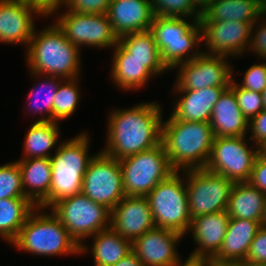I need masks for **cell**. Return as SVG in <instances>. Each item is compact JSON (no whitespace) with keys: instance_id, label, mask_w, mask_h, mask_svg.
I'll return each mask as SVG.
<instances>
[{"instance_id":"47","label":"cell","mask_w":266,"mask_h":266,"mask_svg":"<svg viewBox=\"0 0 266 266\" xmlns=\"http://www.w3.org/2000/svg\"><path fill=\"white\" fill-rule=\"evenodd\" d=\"M258 155L266 159V140L258 145Z\"/></svg>"},{"instance_id":"13","label":"cell","mask_w":266,"mask_h":266,"mask_svg":"<svg viewBox=\"0 0 266 266\" xmlns=\"http://www.w3.org/2000/svg\"><path fill=\"white\" fill-rule=\"evenodd\" d=\"M81 193L112 210L126 195L119 160L95 153L85 171Z\"/></svg>"},{"instance_id":"28","label":"cell","mask_w":266,"mask_h":266,"mask_svg":"<svg viewBox=\"0 0 266 266\" xmlns=\"http://www.w3.org/2000/svg\"><path fill=\"white\" fill-rule=\"evenodd\" d=\"M59 124L53 121H32L26 131L22 149V155L24 156L21 159L50 158L53 155L50 150L55 148L54 150L56 151L60 145Z\"/></svg>"},{"instance_id":"5","label":"cell","mask_w":266,"mask_h":266,"mask_svg":"<svg viewBox=\"0 0 266 266\" xmlns=\"http://www.w3.org/2000/svg\"><path fill=\"white\" fill-rule=\"evenodd\" d=\"M150 31L158 46L162 63L170 71L202 53L199 49L202 43L200 18L154 15Z\"/></svg>"},{"instance_id":"18","label":"cell","mask_w":266,"mask_h":266,"mask_svg":"<svg viewBox=\"0 0 266 266\" xmlns=\"http://www.w3.org/2000/svg\"><path fill=\"white\" fill-rule=\"evenodd\" d=\"M110 66L109 77L118 89L125 91L141 89L147 85L150 78L169 71L162 60H138L128 57V51L119 42L113 49Z\"/></svg>"},{"instance_id":"27","label":"cell","mask_w":266,"mask_h":266,"mask_svg":"<svg viewBox=\"0 0 266 266\" xmlns=\"http://www.w3.org/2000/svg\"><path fill=\"white\" fill-rule=\"evenodd\" d=\"M266 194L249 182H235L232 186L227 214L230 218L262 221Z\"/></svg>"},{"instance_id":"9","label":"cell","mask_w":266,"mask_h":266,"mask_svg":"<svg viewBox=\"0 0 266 266\" xmlns=\"http://www.w3.org/2000/svg\"><path fill=\"white\" fill-rule=\"evenodd\" d=\"M126 196H147L175 170L163 144L119 160Z\"/></svg>"},{"instance_id":"10","label":"cell","mask_w":266,"mask_h":266,"mask_svg":"<svg viewBox=\"0 0 266 266\" xmlns=\"http://www.w3.org/2000/svg\"><path fill=\"white\" fill-rule=\"evenodd\" d=\"M191 219L226 211L234 182L206 168L184 170Z\"/></svg>"},{"instance_id":"14","label":"cell","mask_w":266,"mask_h":266,"mask_svg":"<svg viewBox=\"0 0 266 266\" xmlns=\"http://www.w3.org/2000/svg\"><path fill=\"white\" fill-rule=\"evenodd\" d=\"M225 56L201 53L190 61L175 66L173 89L198 90L207 87H230L234 68Z\"/></svg>"},{"instance_id":"30","label":"cell","mask_w":266,"mask_h":266,"mask_svg":"<svg viewBox=\"0 0 266 266\" xmlns=\"http://www.w3.org/2000/svg\"><path fill=\"white\" fill-rule=\"evenodd\" d=\"M94 237V238H93ZM91 255L94 266H112L131 253L132 242L116 233L111 227L92 236Z\"/></svg>"},{"instance_id":"1","label":"cell","mask_w":266,"mask_h":266,"mask_svg":"<svg viewBox=\"0 0 266 266\" xmlns=\"http://www.w3.org/2000/svg\"><path fill=\"white\" fill-rule=\"evenodd\" d=\"M158 102H140L131 108L112 109L107 117L106 145L102 152L120 160L161 144L163 109Z\"/></svg>"},{"instance_id":"20","label":"cell","mask_w":266,"mask_h":266,"mask_svg":"<svg viewBox=\"0 0 266 266\" xmlns=\"http://www.w3.org/2000/svg\"><path fill=\"white\" fill-rule=\"evenodd\" d=\"M230 217L227 211L199 215L191 219L188 233L198 245L187 261L202 262L213 259L219 252L225 237Z\"/></svg>"},{"instance_id":"26","label":"cell","mask_w":266,"mask_h":266,"mask_svg":"<svg viewBox=\"0 0 266 266\" xmlns=\"http://www.w3.org/2000/svg\"><path fill=\"white\" fill-rule=\"evenodd\" d=\"M265 12L263 0H212L201 11L200 21L256 22Z\"/></svg>"},{"instance_id":"15","label":"cell","mask_w":266,"mask_h":266,"mask_svg":"<svg viewBox=\"0 0 266 266\" xmlns=\"http://www.w3.org/2000/svg\"><path fill=\"white\" fill-rule=\"evenodd\" d=\"M203 53L238 58L247 54L251 27L255 22L200 21ZM231 56V57H230ZM238 56V57H237Z\"/></svg>"},{"instance_id":"38","label":"cell","mask_w":266,"mask_h":266,"mask_svg":"<svg viewBox=\"0 0 266 266\" xmlns=\"http://www.w3.org/2000/svg\"><path fill=\"white\" fill-rule=\"evenodd\" d=\"M245 263L248 266H266V226H261L250 244Z\"/></svg>"},{"instance_id":"3","label":"cell","mask_w":266,"mask_h":266,"mask_svg":"<svg viewBox=\"0 0 266 266\" xmlns=\"http://www.w3.org/2000/svg\"><path fill=\"white\" fill-rule=\"evenodd\" d=\"M214 138L210 122L177 120L171 114L162 122L161 143L177 171L205 168Z\"/></svg>"},{"instance_id":"16","label":"cell","mask_w":266,"mask_h":266,"mask_svg":"<svg viewBox=\"0 0 266 266\" xmlns=\"http://www.w3.org/2000/svg\"><path fill=\"white\" fill-rule=\"evenodd\" d=\"M46 16L30 0H0V42L28 48L36 28L34 18Z\"/></svg>"},{"instance_id":"50","label":"cell","mask_w":266,"mask_h":266,"mask_svg":"<svg viewBox=\"0 0 266 266\" xmlns=\"http://www.w3.org/2000/svg\"><path fill=\"white\" fill-rule=\"evenodd\" d=\"M262 94V99H263V107L266 109V88L263 90Z\"/></svg>"},{"instance_id":"31","label":"cell","mask_w":266,"mask_h":266,"mask_svg":"<svg viewBox=\"0 0 266 266\" xmlns=\"http://www.w3.org/2000/svg\"><path fill=\"white\" fill-rule=\"evenodd\" d=\"M36 206L26 197L0 199V237L10 243Z\"/></svg>"},{"instance_id":"19","label":"cell","mask_w":266,"mask_h":266,"mask_svg":"<svg viewBox=\"0 0 266 266\" xmlns=\"http://www.w3.org/2000/svg\"><path fill=\"white\" fill-rule=\"evenodd\" d=\"M110 227L132 243L154 228L155 222L146 196H125L111 210Z\"/></svg>"},{"instance_id":"4","label":"cell","mask_w":266,"mask_h":266,"mask_svg":"<svg viewBox=\"0 0 266 266\" xmlns=\"http://www.w3.org/2000/svg\"><path fill=\"white\" fill-rule=\"evenodd\" d=\"M36 207L10 243L19 251L36 256H63L80 254V246L69 235L57 216L48 209Z\"/></svg>"},{"instance_id":"35","label":"cell","mask_w":266,"mask_h":266,"mask_svg":"<svg viewBox=\"0 0 266 266\" xmlns=\"http://www.w3.org/2000/svg\"><path fill=\"white\" fill-rule=\"evenodd\" d=\"M25 197L17 161L0 166V199Z\"/></svg>"},{"instance_id":"24","label":"cell","mask_w":266,"mask_h":266,"mask_svg":"<svg viewBox=\"0 0 266 266\" xmlns=\"http://www.w3.org/2000/svg\"><path fill=\"white\" fill-rule=\"evenodd\" d=\"M210 124L215 137L246 136L249 121L243 115L234 91L228 87L214 105Z\"/></svg>"},{"instance_id":"42","label":"cell","mask_w":266,"mask_h":266,"mask_svg":"<svg viewBox=\"0 0 266 266\" xmlns=\"http://www.w3.org/2000/svg\"><path fill=\"white\" fill-rule=\"evenodd\" d=\"M253 187L266 194V159L257 155L250 179L248 181Z\"/></svg>"},{"instance_id":"34","label":"cell","mask_w":266,"mask_h":266,"mask_svg":"<svg viewBox=\"0 0 266 266\" xmlns=\"http://www.w3.org/2000/svg\"><path fill=\"white\" fill-rule=\"evenodd\" d=\"M154 15L165 17L200 18L201 10L193 0H151Z\"/></svg>"},{"instance_id":"49","label":"cell","mask_w":266,"mask_h":266,"mask_svg":"<svg viewBox=\"0 0 266 266\" xmlns=\"http://www.w3.org/2000/svg\"><path fill=\"white\" fill-rule=\"evenodd\" d=\"M261 224L263 226H266V198H265V203H264V212H263Z\"/></svg>"},{"instance_id":"36","label":"cell","mask_w":266,"mask_h":266,"mask_svg":"<svg viewBox=\"0 0 266 266\" xmlns=\"http://www.w3.org/2000/svg\"><path fill=\"white\" fill-rule=\"evenodd\" d=\"M230 88L234 91L238 105L248 121L264 109L261 93L239 87L234 78Z\"/></svg>"},{"instance_id":"44","label":"cell","mask_w":266,"mask_h":266,"mask_svg":"<svg viewBox=\"0 0 266 266\" xmlns=\"http://www.w3.org/2000/svg\"><path fill=\"white\" fill-rule=\"evenodd\" d=\"M112 266H144L138 259L136 254L132 251L127 256L123 257L118 263Z\"/></svg>"},{"instance_id":"17","label":"cell","mask_w":266,"mask_h":266,"mask_svg":"<svg viewBox=\"0 0 266 266\" xmlns=\"http://www.w3.org/2000/svg\"><path fill=\"white\" fill-rule=\"evenodd\" d=\"M183 237L173 230L156 227L137 238L132 250L144 266H182L187 259L182 261L177 245Z\"/></svg>"},{"instance_id":"41","label":"cell","mask_w":266,"mask_h":266,"mask_svg":"<svg viewBox=\"0 0 266 266\" xmlns=\"http://www.w3.org/2000/svg\"><path fill=\"white\" fill-rule=\"evenodd\" d=\"M251 132L249 139L253 142V146L258 147L266 140V109L249 120L248 132Z\"/></svg>"},{"instance_id":"46","label":"cell","mask_w":266,"mask_h":266,"mask_svg":"<svg viewBox=\"0 0 266 266\" xmlns=\"http://www.w3.org/2000/svg\"><path fill=\"white\" fill-rule=\"evenodd\" d=\"M212 0H193L195 5L202 11Z\"/></svg>"},{"instance_id":"12","label":"cell","mask_w":266,"mask_h":266,"mask_svg":"<svg viewBox=\"0 0 266 266\" xmlns=\"http://www.w3.org/2000/svg\"><path fill=\"white\" fill-rule=\"evenodd\" d=\"M247 137H215L205 168L234 183L248 182L258 155V147L248 146L250 143H247Z\"/></svg>"},{"instance_id":"45","label":"cell","mask_w":266,"mask_h":266,"mask_svg":"<svg viewBox=\"0 0 266 266\" xmlns=\"http://www.w3.org/2000/svg\"><path fill=\"white\" fill-rule=\"evenodd\" d=\"M202 263L204 266H248L245 262L218 261L215 259H207Z\"/></svg>"},{"instance_id":"11","label":"cell","mask_w":266,"mask_h":266,"mask_svg":"<svg viewBox=\"0 0 266 266\" xmlns=\"http://www.w3.org/2000/svg\"><path fill=\"white\" fill-rule=\"evenodd\" d=\"M56 16L57 25L66 38L80 50L83 46L99 49L114 48L119 41L106 14H84L65 10L63 13H51Z\"/></svg>"},{"instance_id":"8","label":"cell","mask_w":266,"mask_h":266,"mask_svg":"<svg viewBox=\"0 0 266 266\" xmlns=\"http://www.w3.org/2000/svg\"><path fill=\"white\" fill-rule=\"evenodd\" d=\"M146 197L157 228L170 229L183 236L188 234L191 215L184 170H175Z\"/></svg>"},{"instance_id":"48","label":"cell","mask_w":266,"mask_h":266,"mask_svg":"<svg viewBox=\"0 0 266 266\" xmlns=\"http://www.w3.org/2000/svg\"><path fill=\"white\" fill-rule=\"evenodd\" d=\"M182 266H204L202 262L186 261Z\"/></svg>"},{"instance_id":"40","label":"cell","mask_w":266,"mask_h":266,"mask_svg":"<svg viewBox=\"0 0 266 266\" xmlns=\"http://www.w3.org/2000/svg\"><path fill=\"white\" fill-rule=\"evenodd\" d=\"M111 0H68L66 10L84 14H106Z\"/></svg>"},{"instance_id":"22","label":"cell","mask_w":266,"mask_h":266,"mask_svg":"<svg viewBox=\"0 0 266 266\" xmlns=\"http://www.w3.org/2000/svg\"><path fill=\"white\" fill-rule=\"evenodd\" d=\"M228 87H207L198 90L173 89L180 95L172 105L171 115L177 120L210 122L214 105Z\"/></svg>"},{"instance_id":"2","label":"cell","mask_w":266,"mask_h":266,"mask_svg":"<svg viewBox=\"0 0 266 266\" xmlns=\"http://www.w3.org/2000/svg\"><path fill=\"white\" fill-rule=\"evenodd\" d=\"M25 51L27 66L32 73L63 79H73L82 75V50L66 38L56 22L45 25L40 31L35 28Z\"/></svg>"},{"instance_id":"29","label":"cell","mask_w":266,"mask_h":266,"mask_svg":"<svg viewBox=\"0 0 266 266\" xmlns=\"http://www.w3.org/2000/svg\"><path fill=\"white\" fill-rule=\"evenodd\" d=\"M30 76L36 77L33 78L34 81H38L35 83L34 87H32L29 92L26 101H28L27 112L35 115H40L41 117L35 120V122H46L53 121V102L57 90L64 80L61 77L56 76H47V75H39L37 73L29 72ZM40 76V77H39ZM39 77V79H38ZM33 109V110H31Z\"/></svg>"},{"instance_id":"7","label":"cell","mask_w":266,"mask_h":266,"mask_svg":"<svg viewBox=\"0 0 266 266\" xmlns=\"http://www.w3.org/2000/svg\"><path fill=\"white\" fill-rule=\"evenodd\" d=\"M50 210L80 246V255L88 253L90 248L85 240L111 225V210L83 193L57 201Z\"/></svg>"},{"instance_id":"37","label":"cell","mask_w":266,"mask_h":266,"mask_svg":"<svg viewBox=\"0 0 266 266\" xmlns=\"http://www.w3.org/2000/svg\"><path fill=\"white\" fill-rule=\"evenodd\" d=\"M242 83H237L241 88H245L251 91L262 93L266 88V65L264 61L257 64H252L244 72Z\"/></svg>"},{"instance_id":"51","label":"cell","mask_w":266,"mask_h":266,"mask_svg":"<svg viewBox=\"0 0 266 266\" xmlns=\"http://www.w3.org/2000/svg\"><path fill=\"white\" fill-rule=\"evenodd\" d=\"M262 61H264L265 65H266V57L261 59Z\"/></svg>"},{"instance_id":"32","label":"cell","mask_w":266,"mask_h":266,"mask_svg":"<svg viewBox=\"0 0 266 266\" xmlns=\"http://www.w3.org/2000/svg\"><path fill=\"white\" fill-rule=\"evenodd\" d=\"M79 77L64 79L55 95L53 102V122L65 120L76 111L80 97Z\"/></svg>"},{"instance_id":"43","label":"cell","mask_w":266,"mask_h":266,"mask_svg":"<svg viewBox=\"0 0 266 266\" xmlns=\"http://www.w3.org/2000/svg\"><path fill=\"white\" fill-rule=\"evenodd\" d=\"M36 5L46 16L51 13H57L61 7L67 3L68 0H30Z\"/></svg>"},{"instance_id":"33","label":"cell","mask_w":266,"mask_h":266,"mask_svg":"<svg viewBox=\"0 0 266 266\" xmlns=\"http://www.w3.org/2000/svg\"><path fill=\"white\" fill-rule=\"evenodd\" d=\"M127 51L128 57L138 60H161L158 46L150 30L128 33L118 41Z\"/></svg>"},{"instance_id":"23","label":"cell","mask_w":266,"mask_h":266,"mask_svg":"<svg viewBox=\"0 0 266 266\" xmlns=\"http://www.w3.org/2000/svg\"><path fill=\"white\" fill-rule=\"evenodd\" d=\"M23 192L36 207L50 209L52 169L50 158L20 159Z\"/></svg>"},{"instance_id":"25","label":"cell","mask_w":266,"mask_h":266,"mask_svg":"<svg viewBox=\"0 0 266 266\" xmlns=\"http://www.w3.org/2000/svg\"><path fill=\"white\" fill-rule=\"evenodd\" d=\"M261 226L260 221L230 218L222 246L213 259L245 262L250 244Z\"/></svg>"},{"instance_id":"21","label":"cell","mask_w":266,"mask_h":266,"mask_svg":"<svg viewBox=\"0 0 266 266\" xmlns=\"http://www.w3.org/2000/svg\"><path fill=\"white\" fill-rule=\"evenodd\" d=\"M106 15L118 37L150 30L154 18L151 0H111Z\"/></svg>"},{"instance_id":"39","label":"cell","mask_w":266,"mask_h":266,"mask_svg":"<svg viewBox=\"0 0 266 266\" xmlns=\"http://www.w3.org/2000/svg\"><path fill=\"white\" fill-rule=\"evenodd\" d=\"M247 51L253 52L259 59L266 57V12L251 27Z\"/></svg>"},{"instance_id":"6","label":"cell","mask_w":266,"mask_h":266,"mask_svg":"<svg viewBox=\"0 0 266 266\" xmlns=\"http://www.w3.org/2000/svg\"><path fill=\"white\" fill-rule=\"evenodd\" d=\"M88 132L67 141H60L58 149L50 157L52 180L50 208L59 200L81 193L85 171L95 154L90 155Z\"/></svg>"}]
</instances>
